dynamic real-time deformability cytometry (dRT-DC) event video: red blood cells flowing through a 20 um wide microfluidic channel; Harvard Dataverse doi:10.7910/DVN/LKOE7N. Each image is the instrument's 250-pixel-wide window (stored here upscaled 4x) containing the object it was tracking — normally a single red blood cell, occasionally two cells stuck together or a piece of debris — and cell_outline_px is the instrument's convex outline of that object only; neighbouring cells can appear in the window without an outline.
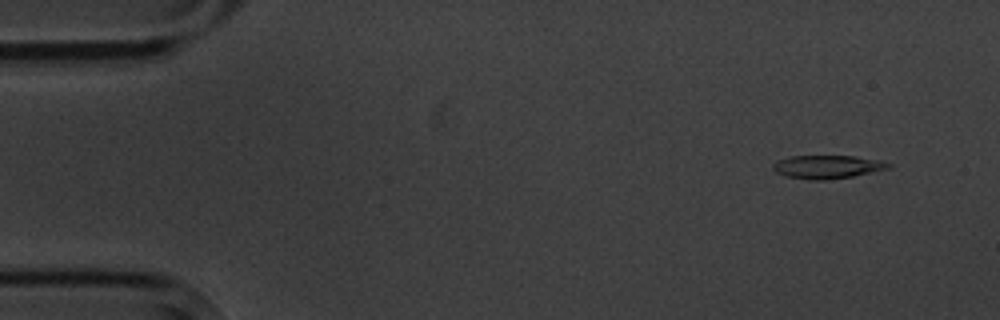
{"species": "common noctule bat (a hibernating species)", "species_latin": "Nyctalus noctula", "temperature_condition": "cold", "stored_images_in_passage": 6, "camera_frame_rate_fps": 3000, "um_per_image_px": 0.085, "animal": {"sex": "male", "body_mass_g": 20.1, "forearm_length_mm": 53.5}, "frame": {"image": 1, "passage_image": 1, "time_ms": 0.0, "image_size_px": [1000, 320], "cell_outline_px": [[892, 168], [852, 176], [828, 180], [812, 180], [788, 176], [776, 172], [772, 168], [772, 164], [780, 160], [792, 156], [852, 156], [880, 160], [892, 164]], "centroid_in_image_um": [70.37, 14.18], "position_along_channel_um": 14.6, "area_um2": 15.55}}
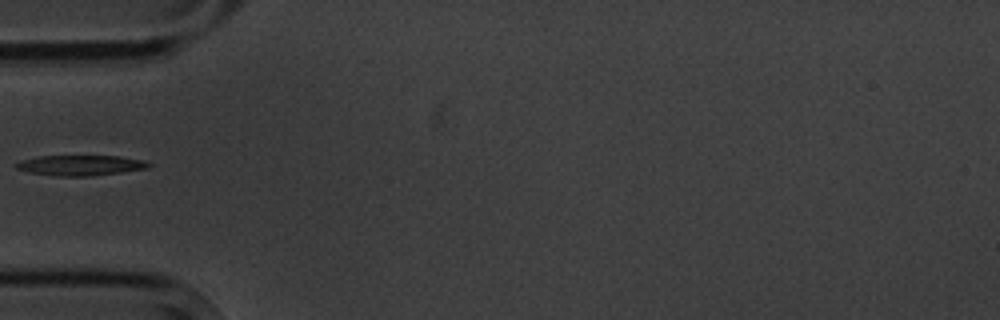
{"frame": {"image": 2, "passage_image": 5, "time_ms": 4.667, "image_size_px": [1000, 320], "cell_outline_px": [[152, 164], [148, 168], [120, 172], [88, 176], [56, 176], [32, 172], [16, 168], [12, 164], [36, 156], [120, 156], [144, 160]], "centroid_in_image_um": [6.86, 14.04], "position_along_channel_um": 78.1, "area_um2": 15.55}}
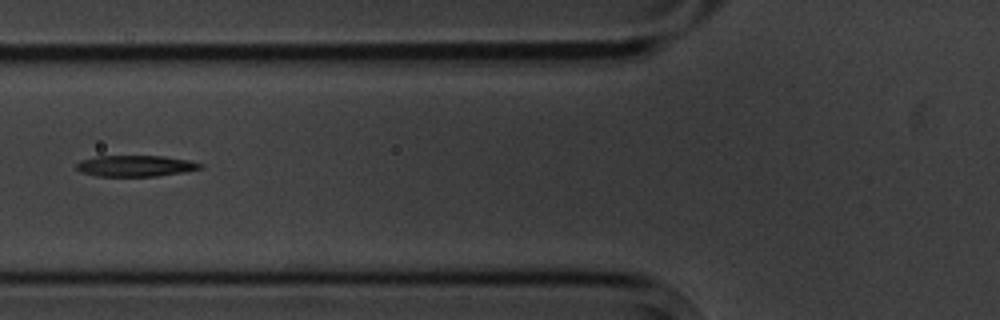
{"frame": {"image": 3, "passage_image": 6, "time_ms": 5.667, "image_size_px": [1000, 320], "cell_outline_px": [[204, 168], [184, 172], [156, 176], [96, 176], [80, 172], [76, 168], [76, 164], [80, 160], [96, 156], [164, 156], [188, 160], [204, 164]], "centroid_in_image_um": [11.52, 14.1], "position_along_channel_um": 114.3, "area_um2": 15.37}}